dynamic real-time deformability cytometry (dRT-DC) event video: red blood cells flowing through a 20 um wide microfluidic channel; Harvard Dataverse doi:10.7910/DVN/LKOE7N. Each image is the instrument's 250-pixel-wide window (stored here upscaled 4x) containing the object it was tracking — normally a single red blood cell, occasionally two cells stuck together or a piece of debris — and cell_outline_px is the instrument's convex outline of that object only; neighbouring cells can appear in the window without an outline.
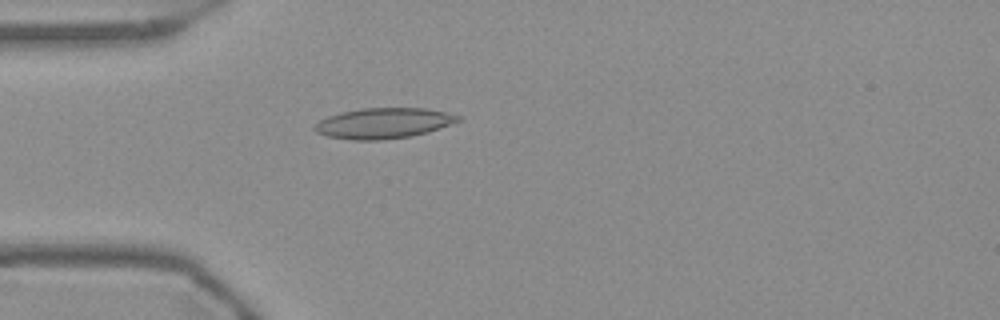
{"species": "Egyptian fruit bat (a non-hibernating species)", "species_latin": "Rousettus aegyptiacus", "temperature_condition": "warm", "stored_images_in_passage": 54, "camera_frame_rate_fps": 3000, "um_per_image_px": 0.085, "frame": {"image": 1, "passage_image": 15, "time_ms": 4.667, "image_size_px": [1000, 320], "cell_outline_px": [[460, 120], [440, 128], [428, 132], [412, 136], [384, 140], [352, 140], [328, 136], [316, 132], [312, 128], [320, 120], [328, 116], [340, 112], [360, 108], [424, 108], [444, 112], [460, 116]], "centroid_in_image_um": [32.57, 10.47], "position_along_channel_um": 52.4, "area_um2": 25.49}}
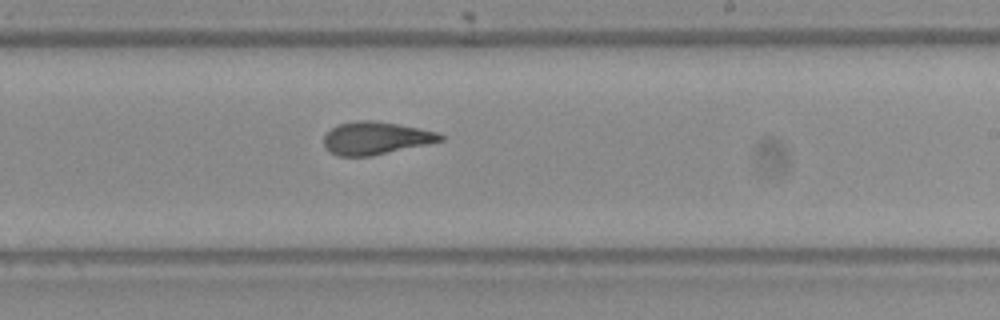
{"frame": {"image": 2, "passage_image": 32, "time_ms": 10.333, "image_size_px": [1000, 320], "cell_outline_px": [[444, 140], [428, 144], [372, 156], [336, 156], [328, 152], [324, 148], [324, 136], [332, 128], [340, 124], [360, 120], [376, 120], [420, 128], [440, 132], [444, 136]], "centroid_in_image_um": [31.95, 11.75], "position_along_channel_um": 257.0, "area_um2": 22.43}}
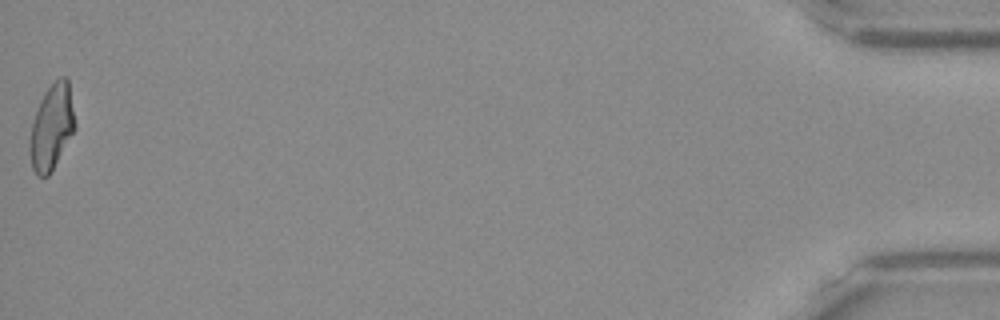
{"frame": {"image": 3, "passage_image": 54, "time_ms": 17.667, "image_size_px": [1000, 320], "cell_outline_px": [[76, 128], [52, 172], [48, 176], [36, 176], [32, 168], [28, 148], [28, 140], [32, 124], [40, 100], [44, 92], [60, 76], [64, 76], [68, 80], [76, 124]], "centroid_in_image_um": [4.38, 10.85], "position_along_channel_um": 430.8, "area_um2": 22.72}, "authors_computed_cell_mechanics": {"area_um2": 22.9177, "velocity_mm_per_s": 3.7391, "shape_relaxation_time_tau1_ms": null, "shape_relaxation_time_tau2_ms": 1.6799, "deformation_change_tau1": null, "deformation_change_tau2": 0.0862}}